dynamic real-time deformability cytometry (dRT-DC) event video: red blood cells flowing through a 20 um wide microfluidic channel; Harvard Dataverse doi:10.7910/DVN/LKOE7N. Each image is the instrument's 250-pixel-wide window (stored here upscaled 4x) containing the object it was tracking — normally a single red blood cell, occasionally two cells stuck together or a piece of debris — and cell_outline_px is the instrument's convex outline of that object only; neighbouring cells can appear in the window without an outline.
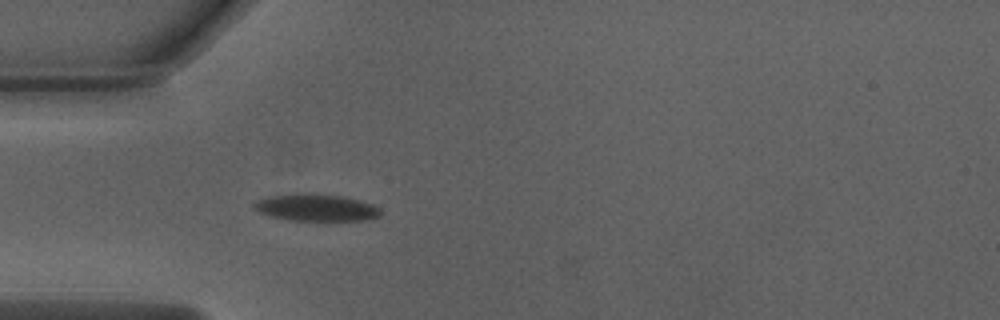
{"species": "Egyptian fruit bat (a non-hibernating species)", "species_latin": "Rousettus aegyptiacus", "temperature_condition": "warm", "stored_images_in_passage": 8, "camera_frame_rate_fps": 3000, "um_per_image_px": 0.085, "animal": {"sex": "male"}, "frame": {"image": 1, "passage_image": 5, "time_ms": 1.333, "image_size_px": [1000, 320], "cell_outline_px": [[380, 216], [368, 220], [332, 224], [288, 220], [272, 216], [260, 212], [252, 204], [256, 200], [268, 196], [312, 192], [344, 196], [372, 204], [380, 208]], "centroid_in_image_um": [26.95, 17.69], "position_along_channel_um": 58.1, "area_um2": 21.1}}